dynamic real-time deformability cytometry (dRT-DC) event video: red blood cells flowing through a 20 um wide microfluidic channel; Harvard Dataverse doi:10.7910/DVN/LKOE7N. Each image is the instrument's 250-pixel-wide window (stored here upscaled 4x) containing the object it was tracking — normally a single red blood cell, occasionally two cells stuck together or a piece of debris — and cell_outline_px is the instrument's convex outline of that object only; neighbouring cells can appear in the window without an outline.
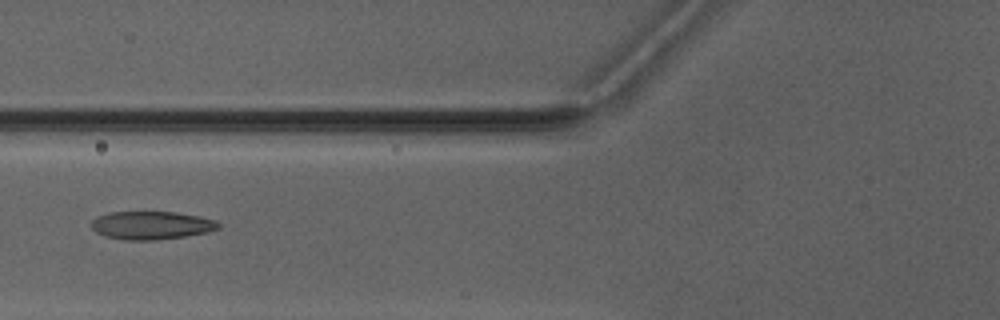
{"species": "Egyptian fruit bat (a non-hibernating species)", "species_latin": "Rousettus aegyptiacus", "temperature_condition": "warm", "stored_images_in_passage": 5, "camera_frame_rate_fps": 3000, "um_per_image_px": 0.085, "animal": {"sex": "male"}, "frame": {"image": 1, "passage_image": 5, "time_ms": 5.0, "image_size_px": [1000, 320], "cell_outline_px": [[220, 228], [208, 232], [184, 236], [156, 240], [124, 240], [104, 236], [96, 232], [92, 228], [92, 220], [96, 216], [108, 212], [176, 212], [200, 216], [216, 220], [220, 224]], "centroid_in_image_um": [12.87, 19.15], "position_along_channel_um": 112.9, "area_um2": 20.98}}